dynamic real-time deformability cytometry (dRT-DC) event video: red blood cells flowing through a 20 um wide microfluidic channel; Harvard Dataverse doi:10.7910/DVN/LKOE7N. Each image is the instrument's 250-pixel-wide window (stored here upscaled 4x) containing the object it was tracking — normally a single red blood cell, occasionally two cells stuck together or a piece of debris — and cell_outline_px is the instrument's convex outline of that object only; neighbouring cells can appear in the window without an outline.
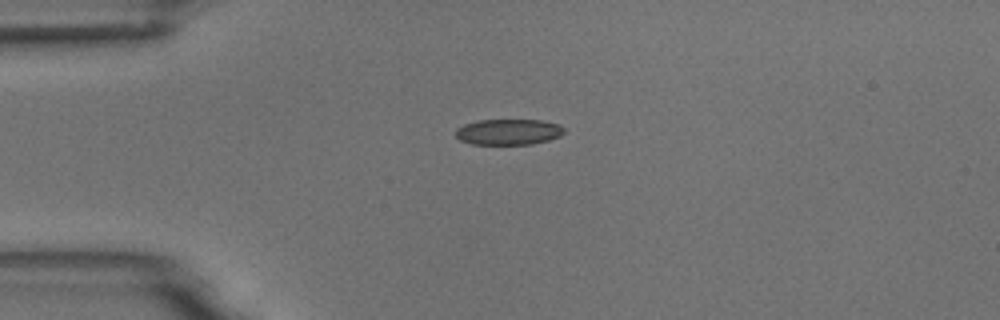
{"species": "common noctule bat (a hibernating species)", "species_latin": "Nyctalus noctula", "temperature_condition": "room temperature", "stored_images_in_passage": 42, "camera_frame_rate_fps": 3000, "um_per_image_px": 0.085, "animal": {"sex": "male", "body_mass_g": 18.8}, "frame": {"image": 1, "passage_image": 1, "time_ms": 0.0, "image_size_px": [1000, 320], "cell_outline_px": [[564, 132], [560, 136], [548, 140], [532, 144], [472, 144], [460, 140], [456, 136], [456, 128], [464, 124], [480, 120], [544, 120], [560, 124], [564, 128]], "centroid_in_image_um": [43.24, 11.2], "position_along_channel_um": 41.8, "area_um2": 16.36}}
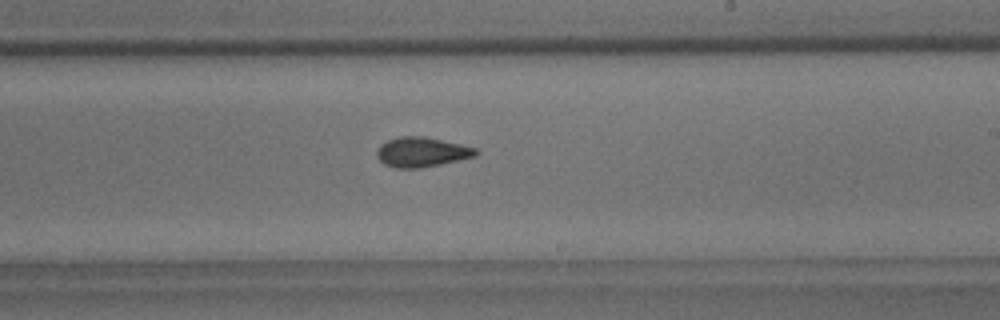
{"frame": {"image": 2, "passage_image": 20, "time_ms": 6.333, "image_size_px": [1000, 320], "cell_outline_px": [[480, 152], [476, 156], [460, 160], [420, 168], [396, 168], [384, 164], [376, 156], [376, 152], [380, 144], [388, 140], [400, 136], [424, 136], [460, 144], [476, 148]], "centroid_in_image_um": [35.85, 12.92], "position_along_channel_um": 253.2, "area_um2": 17.22}}
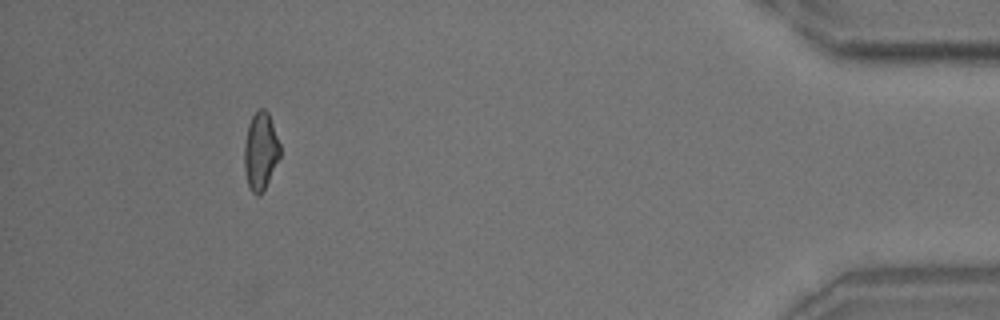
{"frame": {"image": 3, "passage_image": 38, "time_ms": 12.333, "image_size_px": [1000, 320], "cell_outline_px": [[280, 156], [260, 196], [256, 196], [252, 192], [248, 184], [244, 172], [244, 144], [248, 124], [252, 116], [260, 108], [264, 108], [268, 112], [280, 144]], "centroid_in_image_um": [22.13, 12.84], "position_along_channel_um": 413.1, "area_um2": 16.07}, "authors_computed_cell_mechanics": {"area_um2": 16.7909, "velocity_mm_per_s": 3.6893, "shape_relaxation_time_tau1_ms": 9.306, "shape_relaxation_time_tau2_ms": 2.4243, "deformation_change_tau1": 0.1567, "deformation_change_tau2": 0.0768}}